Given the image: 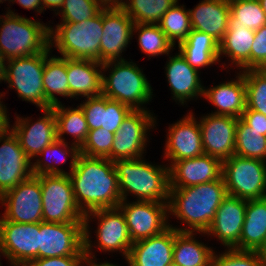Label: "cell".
I'll use <instances>...</instances> for the list:
<instances>
[{
	"instance_id": "obj_24",
	"label": "cell",
	"mask_w": 266,
	"mask_h": 266,
	"mask_svg": "<svg viewBox=\"0 0 266 266\" xmlns=\"http://www.w3.org/2000/svg\"><path fill=\"white\" fill-rule=\"evenodd\" d=\"M79 106L82 108L89 130L103 128L115 133L121 123L132 111L130 107L104 95L86 98Z\"/></svg>"
},
{
	"instance_id": "obj_6",
	"label": "cell",
	"mask_w": 266,
	"mask_h": 266,
	"mask_svg": "<svg viewBox=\"0 0 266 266\" xmlns=\"http://www.w3.org/2000/svg\"><path fill=\"white\" fill-rule=\"evenodd\" d=\"M109 67L113 68L108 77L103 72L102 95L132 110H145L141 106L152 99L153 90L143 71L125 59L105 62L101 70L106 71Z\"/></svg>"
},
{
	"instance_id": "obj_29",
	"label": "cell",
	"mask_w": 266,
	"mask_h": 266,
	"mask_svg": "<svg viewBox=\"0 0 266 266\" xmlns=\"http://www.w3.org/2000/svg\"><path fill=\"white\" fill-rule=\"evenodd\" d=\"M239 250H266V197L247 200Z\"/></svg>"
},
{
	"instance_id": "obj_44",
	"label": "cell",
	"mask_w": 266,
	"mask_h": 266,
	"mask_svg": "<svg viewBox=\"0 0 266 266\" xmlns=\"http://www.w3.org/2000/svg\"><path fill=\"white\" fill-rule=\"evenodd\" d=\"M114 133L103 128L89 130L85 143L80 148V154L89 157L107 158L110 160Z\"/></svg>"
},
{
	"instance_id": "obj_7",
	"label": "cell",
	"mask_w": 266,
	"mask_h": 266,
	"mask_svg": "<svg viewBox=\"0 0 266 266\" xmlns=\"http://www.w3.org/2000/svg\"><path fill=\"white\" fill-rule=\"evenodd\" d=\"M36 177L42 190L43 222H84L85 214L76 203L69 175L44 174Z\"/></svg>"
},
{
	"instance_id": "obj_48",
	"label": "cell",
	"mask_w": 266,
	"mask_h": 266,
	"mask_svg": "<svg viewBox=\"0 0 266 266\" xmlns=\"http://www.w3.org/2000/svg\"><path fill=\"white\" fill-rule=\"evenodd\" d=\"M90 231L89 230H84V250H85V256L82 260L81 266H84L82 264H85L86 266H118L115 264H110L108 262H104V263H96V259L92 260L95 258V255H92V244H91V239H89L90 237Z\"/></svg>"
},
{
	"instance_id": "obj_5",
	"label": "cell",
	"mask_w": 266,
	"mask_h": 266,
	"mask_svg": "<svg viewBox=\"0 0 266 266\" xmlns=\"http://www.w3.org/2000/svg\"><path fill=\"white\" fill-rule=\"evenodd\" d=\"M0 27V51L7 60L43 53L50 47V27L38 20L8 10L0 16Z\"/></svg>"
},
{
	"instance_id": "obj_37",
	"label": "cell",
	"mask_w": 266,
	"mask_h": 266,
	"mask_svg": "<svg viewBox=\"0 0 266 266\" xmlns=\"http://www.w3.org/2000/svg\"><path fill=\"white\" fill-rule=\"evenodd\" d=\"M235 155L266 162V136L251 130L241 118L236 125Z\"/></svg>"
},
{
	"instance_id": "obj_34",
	"label": "cell",
	"mask_w": 266,
	"mask_h": 266,
	"mask_svg": "<svg viewBox=\"0 0 266 266\" xmlns=\"http://www.w3.org/2000/svg\"><path fill=\"white\" fill-rule=\"evenodd\" d=\"M56 117L57 139L65 141L62 137L64 134H71L74 144L79 149L85 143L89 132L85 114L80 106L76 108H65L61 103L53 106Z\"/></svg>"
},
{
	"instance_id": "obj_8",
	"label": "cell",
	"mask_w": 266,
	"mask_h": 266,
	"mask_svg": "<svg viewBox=\"0 0 266 266\" xmlns=\"http://www.w3.org/2000/svg\"><path fill=\"white\" fill-rule=\"evenodd\" d=\"M228 195L244 200L266 197V162L237 155L222 161Z\"/></svg>"
},
{
	"instance_id": "obj_36",
	"label": "cell",
	"mask_w": 266,
	"mask_h": 266,
	"mask_svg": "<svg viewBox=\"0 0 266 266\" xmlns=\"http://www.w3.org/2000/svg\"><path fill=\"white\" fill-rule=\"evenodd\" d=\"M122 9L135 24H158L178 0H129Z\"/></svg>"
},
{
	"instance_id": "obj_21",
	"label": "cell",
	"mask_w": 266,
	"mask_h": 266,
	"mask_svg": "<svg viewBox=\"0 0 266 266\" xmlns=\"http://www.w3.org/2000/svg\"><path fill=\"white\" fill-rule=\"evenodd\" d=\"M246 206L247 200L227 195L218 207L208 230L203 234L215 235L227 249L239 250Z\"/></svg>"
},
{
	"instance_id": "obj_57",
	"label": "cell",
	"mask_w": 266,
	"mask_h": 266,
	"mask_svg": "<svg viewBox=\"0 0 266 266\" xmlns=\"http://www.w3.org/2000/svg\"><path fill=\"white\" fill-rule=\"evenodd\" d=\"M0 253L2 254V248H1V244H0ZM0 266H1V262H0Z\"/></svg>"
},
{
	"instance_id": "obj_43",
	"label": "cell",
	"mask_w": 266,
	"mask_h": 266,
	"mask_svg": "<svg viewBox=\"0 0 266 266\" xmlns=\"http://www.w3.org/2000/svg\"><path fill=\"white\" fill-rule=\"evenodd\" d=\"M103 6L99 0H64L59 12L62 22L80 23L94 17Z\"/></svg>"
},
{
	"instance_id": "obj_25",
	"label": "cell",
	"mask_w": 266,
	"mask_h": 266,
	"mask_svg": "<svg viewBox=\"0 0 266 266\" xmlns=\"http://www.w3.org/2000/svg\"><path fill=\"white\" fill-rule=\"evenodd\" d=\"M103 63L93 60L67 58L69 97L78 99L102 95Z\"/></svg>"
},
{
	"instance_id": "obj_20",
	"label": "cell",
	"mask_w": 266,
	"mask_h": 266,
	"mask_svg": "<svg viewBox=\"0 0 266 266\" xmlns=\"http://www.w3.org/2000/svg\"><path fill=\"white\" fill-rule=\"evenodd\" d=\"M193 113L169 126L165 144V158L176 161L202 156L204 153L199 122Z\"/></svg>"
},
{
	"instance_id": "obj_23",
	"label": "cell",
	"mask_w": 266,
	"mask_h": 266,
	"mask_svg": "<svg viewBox=\"0 0 266 266\" xmlns=\"http://www.w3.org/2000/svg\"><path fill=\"white\" fill-rule=\"evenodd\" d=\"M175 229L172 225L162 233L133 242L128 266H166L173 262Z\"/></svg>"
},
{
	"instance_id": "obj_39",
	"label": "cell",
	"mask_w": 266,
	"mask_h": 266,
	"mask_svg": "<svg viewBox=\"0 0 266 266\" xmlns=\"http://www.w3.org/2000/svg\"><path fill=\"white\" fill-rule=\"evenodd\" d=\"M178 1L163 15L158 26L165 33L168 40L175 45L185 41L192 30L189 10L184 5H177Z\"/></svg>"
},
{
	"instance_id": "obj_18",
	"label": "cell",
	"mask_w": 266,
	"mask_h": 266,
	"mask_svg": "<svg viewBox=\"0 0 266 266\" xmlns=\"http://www.w3.org/2000/svg\"><path fill=\"white\" fill-rule=\"evenodd\" d=\"M41 111L44 116L40 117L35 123L27 118L22 119L17 116L11 129L30 160L39 157L41 151L57 139L56 117L53 107L41 109Z\"/></svg>"
},
{
	"instance_id": "obj_50",
	"label": "cell",
	"mask_w": 266,
	"mask_h": 266,
	"mask_svg": "<svg viewBox=\"0 0 266 266\" xmlns=\"http://www.w3.org/2000/svg\"><path fill=\"white\" fill-rule=\"evenodd\" d=\"M11 2H18L25 9L36 10L40 14L43 11L41 0H12Z\"/></svg>"
},
{
	"instance_id": "obj_17",
	"label": "cell",
	"mask_w": 266,
	"mask_h": 266,
	"mask_svg": "<svg viewBox=\"0 0 266 266\" xmlns=\"http://www.w3.org/2000/svg\"><path fill=\"white\" fill-rule=\"evenodd\" d=\"M204 153L224 161L235 154L238 118L208 114L200 118Z\"/></svg>"
},
{
	"instance_id": "obj_45",
	"label": "cell",
	"mask_w": 266,
	"mask_h": 266,
	"mask_svg": "<svg viewBox=\"0 0 266 266\" xmlns=\"http://www.w3.org/2000/svg\"><path fill=\"white\" fill-rule=\"evenodd\" d=\"M251 69H266V24L255 30L251 48Z\"/></svg>"
},
{
	"instance_id": "obj_10",
	"label": "cell",
	"mask_w": 266,
	"mask_h": 266,
	"mask_svg": "<svg viewBox=\"0 0 266 266\" xmlns=\"http://www.w3.org/2000/svg\"><path fill=\"white\" fill-rule=\"evenodd\" d=\"M0 203L6 208L0 221L24 224L43 222L42 190L40 180L34 175L4 192Z\"/></svg>"
},
{
	"instance_id": "obj_30",
	"label": "cell",
	"mask_w": 266,
	"mask_h": 266,
	"mask_svg": "<svg viewBox=\"0 0 266 266\" xmlns=\"http://www.w3.org/2000/svg\"><path fill=\"white\" fill-rule=\"evenodd\" d=\"M255 31L242 25H228L222 41L219 43V59L227 55L240 69H251V48Z\"/></svg>"
},
{
	"instance_id": "obj_49",
	"label": "cell",
	"mask_w": 266,
	"mask_h": 266,
	"mask_svg": "<svg viewBox=\"0 0 266 266\" xmlns=\"http://www.w3.org/2000/svg\"><path fill=\"white\" fill-rule=\"evenodd\" d=\"M4 97L3 94L0 93V99ZM10 118L7 116V108L2 104L0 100V136L4 135L10 128Z\"/></svg>"
},
{
	"instance_id": "obj_52",
	"label": "cell",
	"mask_w": 266,
	"mask_h": 266,
	"mask_svg": "<svg viewBox=\"0 0 266 266\" xmlns=\"http://www.w3.org/2000/svg\"><path fill=\"white\" fill-rule=\"evenodd\" d=\"M103 7H116L122 8V6L126 3L124 0H99Z\"/></svg>"
},
{
	"instance_id": "obj_22",
	"label": "cell",
	"mask_w": 266,
	"mask_h": 266,
	"mask_svg": "<svg viewBox=\"0 0 266 266\" xmlns=\"http://www.w3.org/2000/svg\"><path fill=\"white\" fill-rule=\"evenodd\" d=\"M169 177L170 188H186L219 180L222 161L206 154L176 161L169 167Z\"/></svg>"
},
{
	"instance_id": "obj_51",
	"label": "cell",
	"mask_w": 266,
	"mask_h": 266,
	"mask_svg": "<svg viewBox=\"0 0 266 266\" xmlns=\"http://www.w3.org/2000/svg\"><path fill=\"white\" fill-rule=\"evenodd\" d=\"M42 8L43 10L46 8L53 9V11L60 10V8L63 6L64 0H41Z\"/></svg>"
},
{
	"instance_id": "obj_14",
	"label": "cell",
	"mask_w": 266,
	"mask_h": 266,
	"mask_svg": "<svg viewBox=\"0 0 266 266\" xmlns=\"http://www.w3.org/2000/svg\"><path fill=\"white\" fill-rule=\"evenodd\" d=\"M118 207L124 213L132 243L158 235L170 225L167 222L168 203L121 201Z\"/></svg>"
},
{
	"instance_id": "obj_9",
	"label": "cell",
	"mask_w": 266,
	"mask_h": 266,
	"mask_svg": "<svg viewBox=\"0 0 266 266\" xmlns=\"http://www.w3.org/2000/svg\"><path fill=\"white\" fill-rule=\"evenodd\" d=\"M4 79L11 89H16L18 97L31 102L40 109L51 108L46 103L43 87L45 51L28 57L12 58L6 61Z\"/></svg>"
},
{
	"instance_id": "obj_12",
	"label": "cell",
	"mask_w": 266,
	"mask_h": 266,
	"mask_svg": "<svg viewBox=\"0 0 266 266\" xmlns=\"http://www.w3.org/2000/svg\"><path fill=\"white\" fill-rule=\"evenodd\" d=\"M85 255L84 222L40 223L39 258Z\"/></svg>"
},
{
	"instance_id": "obj_4",
	"label": "cell",
	"mask_w": 266,
	"mask_h": 266,
	"mask_svg": "<svg viewBox=\"0 0 266 266\" xmlns=\"http://www.w3.org/2000/svg\"><path fill=\"white\" fill-rule=\"evenodd\" d=\"M50 26V48L62 57L100 62V40L103 35V8L92 18L80 23L61 22ZM53 41V42H52Z\"/></svg>"
},
{
	"instance_id": "obj_56",
	"label": "cell",
	"mask_w": 266,
	"mask_h": 266,
	"mask_svg": "<svg viewBox=\"0 0 266 266\" xmlns=\"http://www.w3.org/2000/svg\"><path fill=\"white\" fill-rule=\"evenodd\" d=\"M4 1H10L11 2L12 0H4ZM4 1L3 0H0V3H3Z\"/></svg>"
},
{
	"instance_id": "obj_55",
	"label": "cell",
	"mask_w": 266,
	"mask_h": 266,
	"mask_svg": "<svg viewBox=\"0 0 266 266\" xmlns=\"http://www.w3.org/2000/svg\"><path fill=\"white\" fill-rule=\"evenodd\" d=\"M166 266H178V265L175 264L174 262H172V263H170V264H168V265H166Z\"/></svg>"
},
{
	"instance_id": "obj_46",
	"label": "cell",
	"mask_w": 266,
	"mask_h": 266,
	"mask_svg": "<svg viewBox=\"0 0 266 266\" xmlns=\"http://www.w3.org/2000/svg\"><path fill=\"white\" fill-rule=\"evenodd\" d=\"M84 256H62L38 258L32 260L27 266H81Z\"/></svg>"
},
{
	"instance_id": "obj_19",
	"label": "cell",
	"mask_w": 266,
	"mask_h": 266,
	"mask_svg": "<svg viewBox=\"0 0 266 266\" xmlns=\"http://www.w3.org/2000/svg\"><path fill=\"white\" fill-rule=\"evenodd\" d=\"M0 196L30 178L32 162L21 148L17 136L10 129L0 136Z\"/></svg>"
},
{
	"instance_id": "obj_27",
	"label": "cell",
	"mask_w": 266,
	"mask_h": 266,
	"mask_svg": "<svg viewBox=\"0 0 266 266\" xmlns=\"http://www.w3.org/2000/svg\"><path fill=\"white\" fill-rule=\"evenodd\" d=\"M166 76L173 92V99L184 105L186 100L203 96L204 86L200 83L199 72L191 67L180 53L169 57Z\"/></svg>"
},
{
	"instance_id": "obj_31",
	"label": "cell",
	"mask_w": 266,
	"mask_h": 266,
	"mask_svg": "<svg viewBox=\"0 0 266 266\" xmlns=\"http://www.w3.org/2000/svg\"><path fill=\"white\" fill-rule=\"evenodd\" d=\"M179 53L196 70L219 62V42L212 36L191 30L179 45Z\"/></svg>"
},
{
	"instance_id": "obj_16",
	"label": "cell",
	"mask_w": 266,
	"mask_h": 266,
	"mask_svg": "<svg viewBox=\"0 0 266 266\" xmlns=\"http://www.w3.org/2000/svg\"><path fill=\"white\" fill-rule=\"evenodd\" d=\"M134 24L133 20L122 8L103 7V35L100 40V63L124 60L120 56L134 35Z\"/></svg>"
},
{
	"instance_id": "obj_2",
	"label": "cell",
	"mask_w": 266,
	"mask_h": 266,
	"mask_svg": "<svg viewBox=\"0 0 266 266\" xmlns=\"http://www.w3.org/2000/svg\"><path fill=\"white\" fill-rule=\"evenodd\" d=\"M227 195L223 177L186 188H170L168 213L189 226L173 228L179 232L205 233Z\"/></svg>"
},
{
	"instance_id": "obj_42",
	"label": "cell",
	"mask_w": 266,
	"mask_h": 266,
	"mask_svg": "<svg viewBox=\"0 0 266 266\" xmlns=\"http://www.w3.org/2000/svg\"><path fill=\"white\" fill-rule=\"evenodd\" d=\"M211 266H266V256L259 251L233 248L219 255L214 252Z\"/></svg>"
},
{
	"instance_id": "obj_53",
	"label": "cell",
	"mask_w": 266,
	"mask_h": 266,
	"mask_svg": "<svg viewBox=\"0 0 266 266\" xmlns=\"http://www.w3.org/2000/svg\"><path fill=\"white\" fill-rule=\"evenodd\" d=\"M7 59L3 56V54L0 51V82L4 79L5 72H6V65L5 62Z\"/></svg>"
},
{
	"instance_id": "obj_54",
	"label": "cell",
	"mask_w": 266,
	"mask_h": 266,
	"mask_svg": "<svg viewBox=\"0 0 266 266\" xmlns=\"http://www.w3.org/2000/svg\"><path fill=\"white\" fill-rule=\"evenodd\" d=\"M259 1L261 3L262 10L264 11L266 17V0H259Z\"/></svg>"
},
{
	"instance_id": "obj_47",
	"label": "cell",
	"mask_w": 266,
	"mask_h": 266,
	"mask_svg": "<svg viewBox=\"0 0 266 266\" xmlns=\"http://www.w3.org/2000/svg\"><path fill=\"white\" fill-rule=\"evenodd\" d=\"M251 130L261 132V135L266 136V116L254 110H245L240 117Z\"/></svg>"
},
{
	"instance_id": "obj_41",
	"label": "cell",
	"mask_w": 266,
	"mask_h": 266,
	"mask_svg": "<svg viewBox=\"0 0 266 266\" xmlns=\"http://www.w3.org/2000/svg\"><path fill=\"white\" fill-rule=\"evenodd\" d=\"M246 85V109L266 116V69L241 71Z\"/></svg>"
},
{
	"instance_id": "obj_32",
	"label": "cell",
	"mask_w": 266,
	"mask_h": 266,
	"mask_svg": "<svg viewBox=\"0 0 266 266\" xmlns=\"http://www.w3.org/2000/svg\"><path fill=\"white\" fill-rule=\"evenodd\" d=\"M194 236L193 232H179L175 229L173 262L178 266H211L214 251Z\"/></svg>"
},
{
	"instance_id": "obj_33",
	"label": "cell",
	"mask_w": 266,
	"mask_h": 266,
	"mask_svg": "<svg viewBox=\"0 0 266 266\" xmlns=\"http://www.w3.org/2000/svg\"><path fill=\"white\" fill-rule=\"evenodd\" d=\"M50 50L51 48L49 47L45 51L43 87L46 103L53 107L61 103L55 95L69 96V83L67 78V58L50 57Z\"/></svg>"
},
{
	"instance_id": "obj_38",
	"label": "cell",
	"mask_w": 266,
	"mask_h": 266,
	"mask_svg": "<svg viewBox=\"0 0 266 266\" xmlns=\"http://www.w3.org/2000/svg\"><path fill=\"white\" fill-rule=\"evenodd\" d=\"M229 7L228 25H242L255 31L266 24L265 13L259 0H229Z\"/></svg>"
},
{
	"instance_id": "obj_15",
	"label": "cell",
	"mask_w": 266,
	"mask_h": 266,
	"mask_svg": "<svg viewBox=\"0 0 266 266\" xmlns=\"http://www.w3.org/2000/svg\"><path fill=\"white\" fill-rule=\"evenodd\" d=\"M93 218L98 220L97 245L100 250L105 252L119 251L127 259L132 241L130 239L128 227L124 213L119 207L97 209L84 216V230H88L89 221Z\"/></svg>"
},
{
	"instance_id": "obj_3",
	"label": "cell",
	"mask_w": 266,
	"mask_h": 266,
	"mask_svg": "<svg viewBox=\"0 0 266 266\" xmlns=\"http://www.w3.org/2000/svg\"><path fill=\"white\" fill-rule=\"evenodd\" d=\"M122 201L127 194L137 201L168 203L170 190L169 166L153 165L143 157L114 161Z\"/></svg>"
},
{
	"instance_id": "obj_35",
	"label": "cell",
	"mask_w": 266,
	"mask_h": 266,
	"mask_svg": "<svg viewBox=\"0 0 266 266\" xmlns=\"http://www.w3.org/2000/svg\"><path fill=\"white\" fill-rule=\"evenodd\" d=\"M73 145V146H72ZM71 147L68 146V143H66L65 141H61L56 139L52 144L46 146L41 153L39 154L40 156H47L46 159H48V156H51L54 160L52 161L53 164H64L66 162L67 159V154H69L71 156V163H70V172L71 173L75 167L78 155L80 154V149L75 146L74 144H72ZM57 153V154H56ZM71 153V154H70ZM50 154V155H49ZM54 154V155H53ZM59 154V156L62 158H60L59 156H57ZM51 157L49 158V160L51 159ZM59 160L61 162H59ZM48 161V163L43 160H39L37 159L36 162H34L32 164V174L34 176H39V175H44V174H66L69 175L68 172L63 171V169H60L57 167V165H53L51 164V162ZM57 162V163H56Z\"/></svg>"
},
{
	"instance_id": "obj_28",
	"label": "cell",
	"mask_w": 266,
	"mask_h": 266,
	"mask_svg": "<svg viewBox=\"0 0 266 266\" xmlns=\"http://www.w3.org/2000/svg\"><path fill=\"white\" fill-rule=\"evenodd\" d=\"M236 78L208 89L204 87L203 97L217 107L211 114L241 117L246 109V85L241 71Z\"/></svg>"
},
{
	"instance_id": "obj_13",
	"label": "cell",
	"mask_w": 266,
	"mask_h": 266,
	"mask_svg": "<svg viewBox=\"0 0 266 266\" xmlns=\"http://www.w3.org/2000/svg\"><path fill=\"white\" fill-rule=\"evenodd\" d=\"M40 223L0 221V244L4 255L14 266H27L39 258Z\"/></svg>"
},
{
	"instance_id": "obj_11",
	"label": "cell",
	"mask_w": 266,
	"mask_h": 266,
	"mask_svg": "<svg viewBox=\"0 0 266 266\" xmlns=\"http://www.w3.org/2000/svg\"><path fill=\"white\" fill-rule=\"evenodd\" d=\"M155 119L147 110H132L114 133L110 160L141 158L148 141L147 132L156 126Z\"/></svg>"
},
{
	"instance_id": "obj_1",
	"label": "cell",
	"mask_w": 266,
	"mask_h": 266,
	"mask_svg": "<svg viewBox=\"0 0 266 266\" xmlns=\"http://www.w3.org/2000/svg\"><path fill=\"white\" fill-rule=\"evenodd\" d=\"M69 177L76 203L84 214L118 207L122 201L114 162L107 158L79 154Z\"/></svg>"
},
{
	"instance_id": "obj_26",
	"label": "cell",
	"mask_w": 266,
	"mask_h": 266,
	"mask_svg": "<svg viewBox=\"0 0 266 266\" xmlns=\"http://www.w3.org/2000/svg\"><path fill=\"white\" fill-rule=\"evenodd\" d=\"M193 30L206 33L222 41L230 17L229 0H203L193 10L189 9Z\"/></svg>"
},
{
	"instance_id": "obj_40",
	"label": "cell",
	"mask_w": 266,
	"mask_h": 266,
	"mask_svg": "<svg viewBox=\"0 0 266 266\" xmlns=\"http://www.w3.org/2000/svg\"><path fill=\"white\" fill-rule=\"evenodd\" d=\"M138 31V43L141 51L147 55H169L174 45L168 40L158 24H134L133 32Z\"/></svg>"
}]
</instances>
